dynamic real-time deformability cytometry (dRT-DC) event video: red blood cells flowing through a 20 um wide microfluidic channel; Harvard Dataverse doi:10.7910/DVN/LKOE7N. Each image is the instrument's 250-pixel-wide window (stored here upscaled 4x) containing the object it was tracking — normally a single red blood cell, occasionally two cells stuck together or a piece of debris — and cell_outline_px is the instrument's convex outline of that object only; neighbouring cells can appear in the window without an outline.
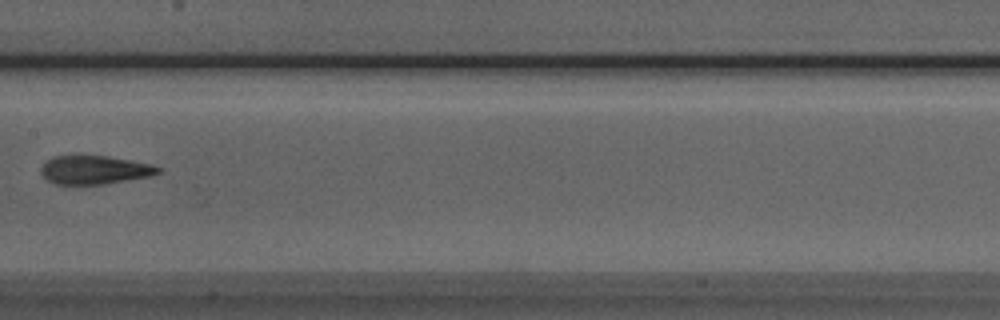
{"species": "Egyptian fruit bat (a non-hibernating species)", "species_latin": "Rousettus aegyptiacus", "temperature_condition": "room temperature", "stored_images_in_passage": 5, "camera_frame_rate_fps": 3000, "um_per_image_px": 0.085, "animal": {"sex": "male"}, "frame": {"image": 1, "passage_image": 4, "time_ms": 3.667, "image_size_px": [1000, 320], "cell_outline_px": [[164, 168], [160, 172], [152, 176], [104, 184], [56, 184], [48, 180], [40, 172], [40, 168], [44, 160], [52, 156], [72, 152], [76, 152], [108, 156], [152, 164]], "centroid_in_image_um": [7.99, 14.38], "position_along_channel_um": 199.4, "area_um2": 20.52}}
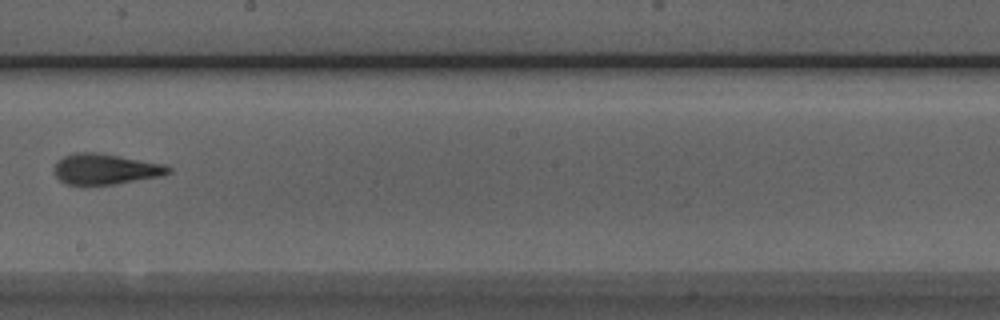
{"frame": {"image": 2, "passage_image": 5, "time_ms": 4.667, "image_size_px": [1000, 320], "cell_outline_px": [[172, 172], [164, 176], [116, 184], [84, 188], [68, 184], [60, 180], [56, 176], [52, 168], [56, 160], [72, 152], [96, 152], [120, 156], [164, 164], [172, 168]], "centroid_in_image_um": [8.92, 14.41], "position_along_channel_um": 239.3, "area_um2": 21.33}}